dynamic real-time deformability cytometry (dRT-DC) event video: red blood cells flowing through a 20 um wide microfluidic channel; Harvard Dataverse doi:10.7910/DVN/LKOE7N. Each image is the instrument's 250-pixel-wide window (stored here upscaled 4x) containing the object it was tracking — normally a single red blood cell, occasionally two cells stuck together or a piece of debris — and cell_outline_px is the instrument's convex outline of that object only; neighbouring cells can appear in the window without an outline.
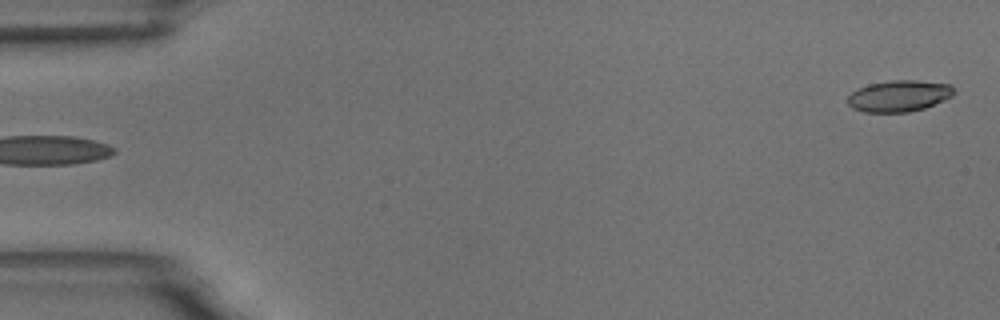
{"species": "common noctule bat (a hibernating species)", "species_latin": "Nyctalus noctula", "temperature_condition": "room temperature", "stored_images_in_passage": 5, "camera_frame_rate_fps": 3000, "um_per_image_px": 0.085, "animal": {"sex": "male", "body_mass_g": 18.8}, "frame": {"image": 1, "passage_image": 5, "time_ms": 4.333, "image_size_px": [1000, 320], "cell_outline_px": [[956, 92], [952, 96], [944, 100], [924, 108], [908, 112], [864, 112], [852, 108], [848, 104], [848, 96], [856, 88], [868, 84], [888, 80], [916, 80], [948, 84]], "centroid_in_image_um": [76.38, 8.15], "position_along_channel_um": 8.6, "area_um2": 19.48}}